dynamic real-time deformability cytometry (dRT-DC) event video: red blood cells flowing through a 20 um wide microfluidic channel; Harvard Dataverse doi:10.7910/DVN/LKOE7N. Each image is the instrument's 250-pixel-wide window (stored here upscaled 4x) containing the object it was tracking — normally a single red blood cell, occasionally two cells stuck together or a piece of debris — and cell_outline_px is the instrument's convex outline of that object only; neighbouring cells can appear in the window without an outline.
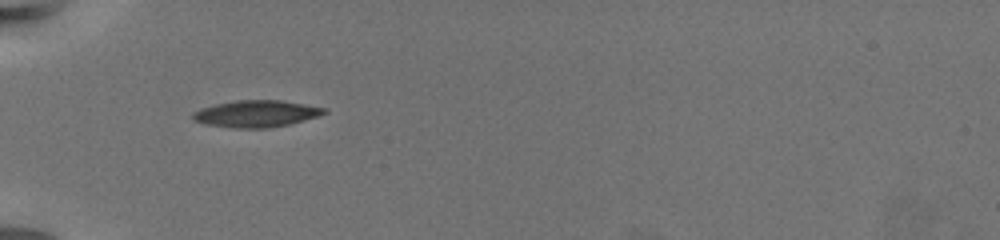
{"species": "common noctule bat (a hibernating species)", "species_latin": "Nyctalus noctula", "temperature_condition": "warm", "stored_images_in_passage": 42, "camera_frame_rate_fps": 3000, "um_per_image_px": 0.085, "animal": {"sex": "female", "body_mass_g": 19.5, "forearm_length_mm": 54.1}, "frame": {"image": 1, "passage_image": 1, "time_ms": 0.0, "image_size_px": [1000, 240], "cell_outline_px": [[328, 112], [320, 116], [288, 124], [268, 128], [232, 128], [208, 124], [196, 120], [192, 116], [192, 112], [200, 108], [216, 104], [236, 100], [280, 100], [328, 108]], "centroid_in_image_um": [21.82, 9.66], "position_along_channel_um": 63.2, "area_um2": 20.46}}
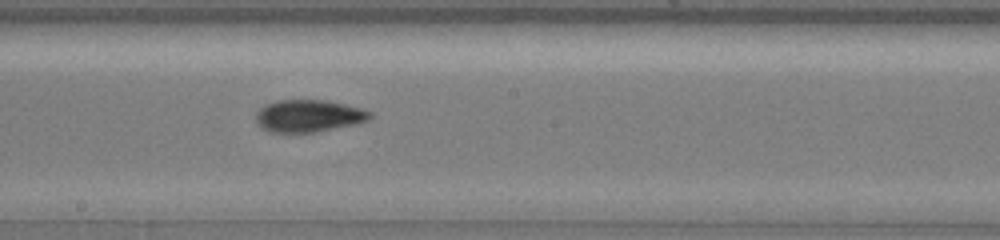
{"frame": {"image": 2, "passage_image": 16, "time_ms": 5.0, "image_size_px": [1000, 240], "cell_outline_px": [[372, 116], [368, 120], [352, 124], [312, 132], [272, 132], [264, 128], [256, 120], [256, 112], [260, 108], [276, 100], [328, 100], [360, 108], [372, 112]], "centroid_in_image_um": [26.23, 9.83], "position_along_channel_um": 222.0, "area_um2": 20.98}}
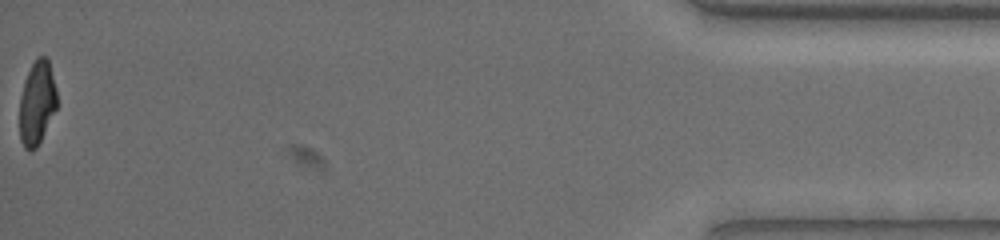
{"frame": {"image": 3, "passage_image": 42, "time_ms": 13.667, "image_size_px": [1000, 240], "cell_outline_px": [[56, 108], [36, 148], [32, 152], [28, 152], [24, 148], [20, 140], [20, 96], [24, 80], [36, 56], [44, 56], [48, 60], [56, 88]], "centroid_in_image_um": [3.12, 8.75], "position_along_channel_um": 432.1, "area_um2": 18.09}, "authors_computed_cell_mechanics": {"area_um2": 20.4612, "velocity_mm_per_s": 3.3788, "shape_relaxation_time_tau1_ms": 6.8268, "shape_relaxation_time_tau2_ms": 2.6678, "deformation_change_tau1": 0.2215, "deformation_change_tau2": 0.0952}}